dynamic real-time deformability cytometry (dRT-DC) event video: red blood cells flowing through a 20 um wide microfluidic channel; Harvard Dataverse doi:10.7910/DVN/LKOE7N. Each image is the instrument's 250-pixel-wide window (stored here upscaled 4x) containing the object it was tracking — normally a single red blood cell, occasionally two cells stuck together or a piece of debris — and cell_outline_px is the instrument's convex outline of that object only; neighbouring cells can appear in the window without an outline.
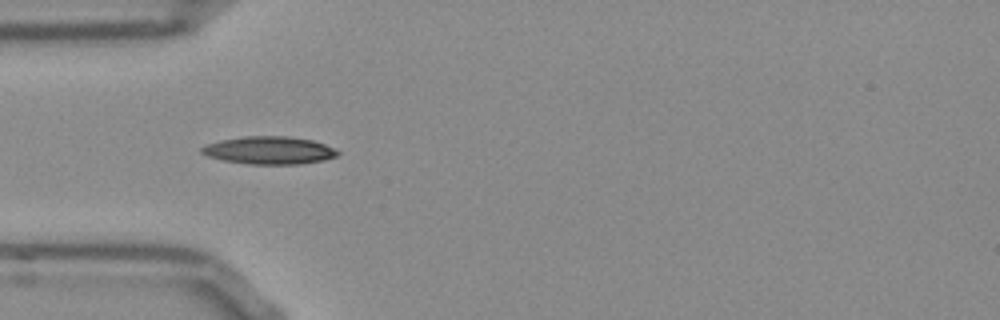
{"species": "Egyptian fruit bat (a non-hibernating species)", "species_latin": "Rousettus aegyptiacus", "temperature_condition": "room temperature", "stored_images_in_passage": 38, "camera_frame_rate_fps": 3000, "um_per_image_px": 0.085, "frame": {"image": 1, "passage_image": 1, "time_ms": 0.0, "image_size_px": [1000, 320], "cell_outline_px": [[340, 152], [336, 156], [324, 160], [300, 164], [248, 164], [224, 160], [208, 156], [200, 152], [200, 148], [208, 144], [220, 140], [244, 136], [288, 136], [312, 140], [324, 144]], "centroid_in_image_um": [22.87, 12.77], "position_along_channel_um": 62.1, "area_um2": 21.85}}
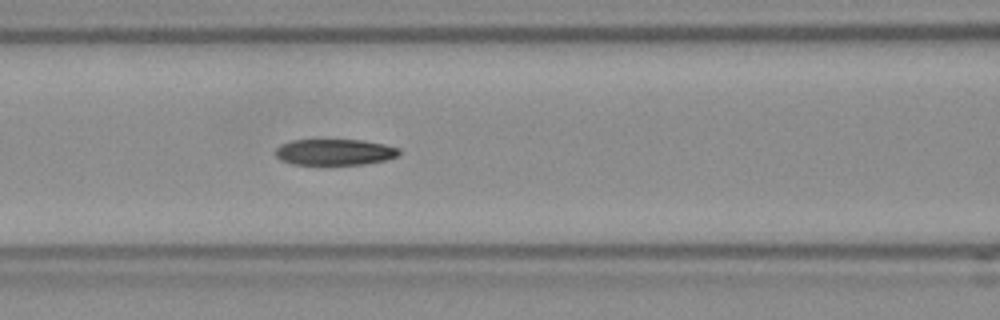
{"frame": {"image": 2, "passage_image": 7, "time_ms": 2.0, "image_size_px": [1000, 320], "cell_outline_px": [[400, 152], [396, 156], [384, 160], [364, 164], [324, 168], [320, 168], [292, 164], [280, 160], [276, 156], [276, 148], [280, 144], [292, 140], [364, 140], [384, 144], [400, 148]], "centroid_in_image_um": [28.39, 12.98], "position_along_channel_um": 138.2, "area_um2": 19.83}}
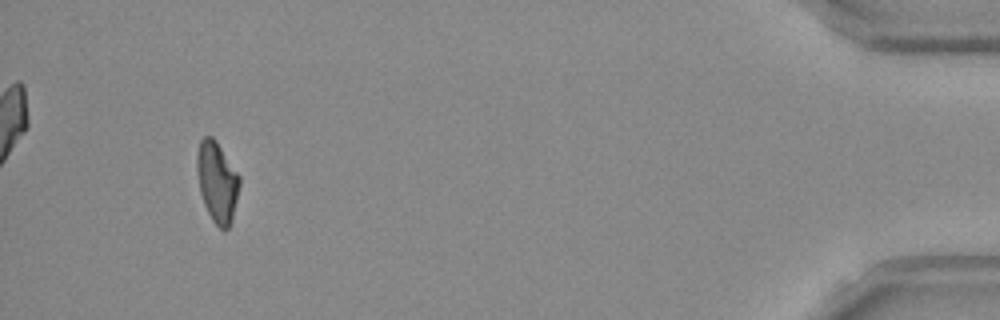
{"frame": {"image": 3, "passage_image": 35, "time_ms": 11.333, "image_size_px": [1000, 320], "cell_outline_px": [[240, 184], [232, 220], [228, 228], [224, 232], [212, 220], [204, 204], [200, 192], [196, 168], [196, 156], [200, 140], [204, 136], [212, 136], [216, 140], [240, 176]], "centroid_in_image_um": [18.45, 15.45], "position_along_channel_um": 416.8, "area_um2": 20.06}, "authors_computed_cell_mechanics": {"area_um2": 20.1144, "velocity_mm_per_s": 3.7985, "shape_relaxation_time_tau1_ms": null, "shape_relaxation_time_tau2_ms": 4.4666, "deformation_change_tau1": null, "deformation_change_tau2": 0.1193}}